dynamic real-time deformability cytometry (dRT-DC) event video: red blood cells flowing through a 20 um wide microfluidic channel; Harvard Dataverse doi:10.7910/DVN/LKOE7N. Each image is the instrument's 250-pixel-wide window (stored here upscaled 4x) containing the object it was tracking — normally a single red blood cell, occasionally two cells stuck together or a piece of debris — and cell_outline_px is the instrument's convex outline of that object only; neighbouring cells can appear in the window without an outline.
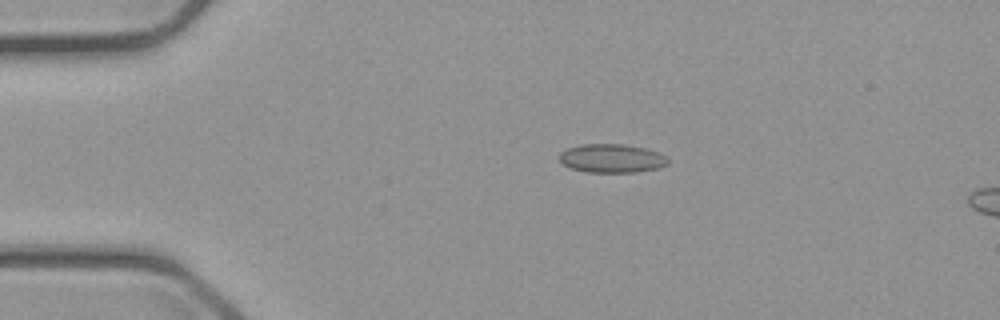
{"species": "common noctule bat (a hibernating species)", "species_latin": "Nyctalus noctula", "temperature_condition": "cold", "stored_images_in_passage": 5, "camera_frame_rate_fps": 3000, "um_per_image_px": 0.085, "animal": {"sex": "male", "body_mass_g": 23.1, "forearm_length_mm": 52.7}, "frame": {"image": 1, "passage_image": 3, "time_ms": 3.0, "image_size_px": [1000, 320], "cell_outline_px": [[668, 164], [660, 168], [636, 172], [584, 172], [572, 168], [564, 164], [560, 160], [560, 152], [568, 148], [580, 144], [624, 144], [644, 148], [660, 152], [668, 156]], "centroid_in_image_um": [52.05, 13.46], "position_along_channel_um": 33.0, "area_um2": 18.26}}